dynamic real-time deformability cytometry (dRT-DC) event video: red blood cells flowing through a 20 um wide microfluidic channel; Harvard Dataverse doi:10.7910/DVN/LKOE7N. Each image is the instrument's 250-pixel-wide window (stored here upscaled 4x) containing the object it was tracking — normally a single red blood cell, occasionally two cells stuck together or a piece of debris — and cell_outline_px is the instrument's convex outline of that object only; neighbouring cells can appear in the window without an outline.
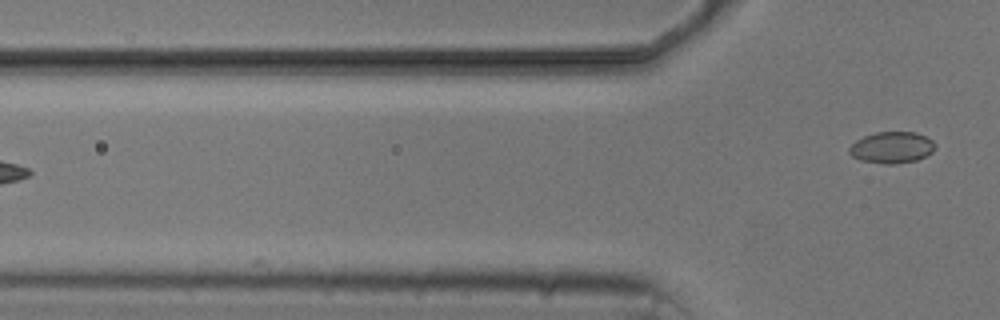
{"species": "common noctule bat (a hibernating species)", "species_latin": "Nyctalus noctula", "temperature_condition": "cold", "stored_images_in_passage": 5, "camera_frame_rate_fps": 3000, "um_per_image_px": 0.085, "animal": {"sex": "male", "body_mass_g": 20.5, "forearm_length_mm": 52.5}, "frame": {"image": 1, "passage_image": 5, "time_ms": 4.667, "image_size_px": [1000, 320], "cell_outline_px": [[936, 148], [932, 152], [916, 160], [896, 164], [884, 164], [860, 160], [852, 156], [848, 152], [848, 148], [856, 140], [864, 136], [876, 132], [916, 132], [932, 140], [936, 144]], "centroid_in_image_um": [75.8, 12.54], "position_along_channel_um": 50.0, "area_um2": 15.78}}